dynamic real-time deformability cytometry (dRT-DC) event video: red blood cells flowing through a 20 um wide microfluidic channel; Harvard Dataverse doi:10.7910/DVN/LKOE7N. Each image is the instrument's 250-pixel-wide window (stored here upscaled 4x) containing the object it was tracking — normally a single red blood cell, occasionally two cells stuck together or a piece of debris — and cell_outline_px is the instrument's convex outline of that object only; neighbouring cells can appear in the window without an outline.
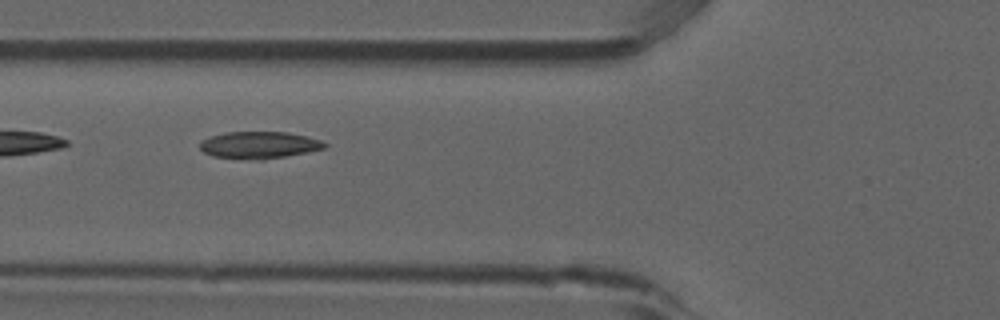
{"species": "common noctule bat (a hibernating species)", "species_latin": "Nyctalus noctula", "temperature_condition": "room temperature", "stored_images_in_passage": 7, "camera_frame_rate_fps": 3000, "um_per_image_px": 0.085, "animal": {"sex": "male", "forearm_length_mm": 52.5}, "frame": {"image": 1, "passage_image": 5, "time_ms": 1.333, "image_size_px": [1000, 320], "cell_outline_px": [[328, 144], [324, 148], [308, 152], [264, 160], [248, 160], [212, 156], [204, 152], [200, 148], [200, 144], [204, 140], [212, 136], [228, 132], [288, 132], [320, 140]], "centroid_in_image_um": [22.03, 12.34], "position_along_channel_um": 103.8, "area_um2": 19.54}}
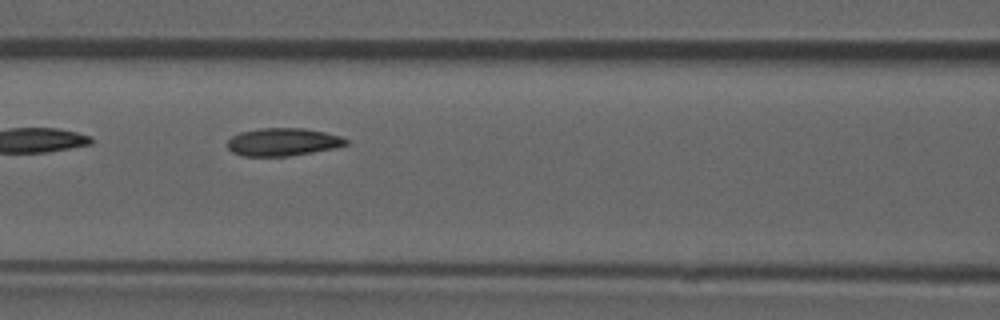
{"frame": {"image": 2, "passage_image": 6, "time_ms": 1.667, "image_size_px": [1000, 320], "cell_outline_px": [[348, 144], [336, 148], [288, 156], [244, 156], [232, 152], [228, 148], [228, 140], [232, 136], [240, 132], [260, 128], [304, 128], [324, 132], [340, 136], [348, 140]], "centroid_in_image_um": [24.05, 12.06], "position_along_channel_um": 142.6, "area_um2": 19.19}}